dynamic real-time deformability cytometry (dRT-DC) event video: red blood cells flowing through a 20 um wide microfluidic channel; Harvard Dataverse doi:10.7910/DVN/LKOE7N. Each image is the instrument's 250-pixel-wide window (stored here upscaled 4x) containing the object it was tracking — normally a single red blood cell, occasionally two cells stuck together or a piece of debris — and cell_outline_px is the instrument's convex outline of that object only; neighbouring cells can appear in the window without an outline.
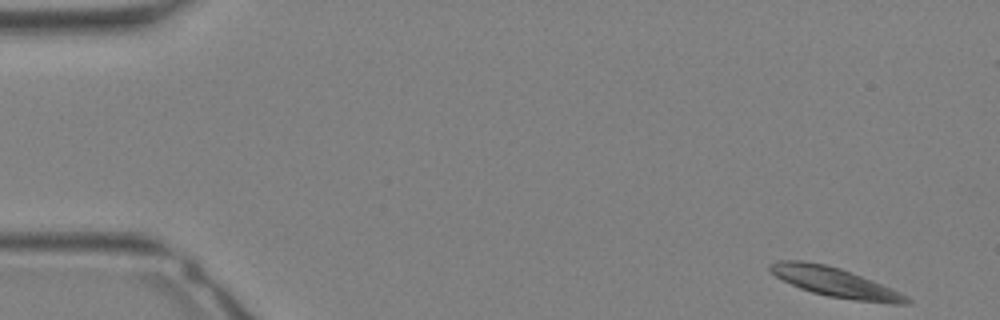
{"species": "Egyptian fruit bat (a non-hibernating species)", "species_latin": "Rousettus aegyptiacus", "temperature_condition": "warm", "stored_images_in_passage": 33, "camera_frame_rate_fps": 3000, "um_per_image_px": 0.085, "animal": {"sex": "female"}, "frame": {"image": 1, "passage_image": 1, "time_ms": 0.0, "image_size_px": [1000, 320], "cell_outline_px": [[912, 304], [888, 304], [856, 300], [828, 296], [812, 292], [800, 288], [776, 276], [768, 268], [768, 264], [776, 260], [804, 260], [824, 264], [840, 268], [872, 280], [900, 292], [908, 296], [912, 300]], "centroid_in_image_um": [71.0, 23.99], "position_along_channel_um": 14.0, "area_um2": 23.41}}
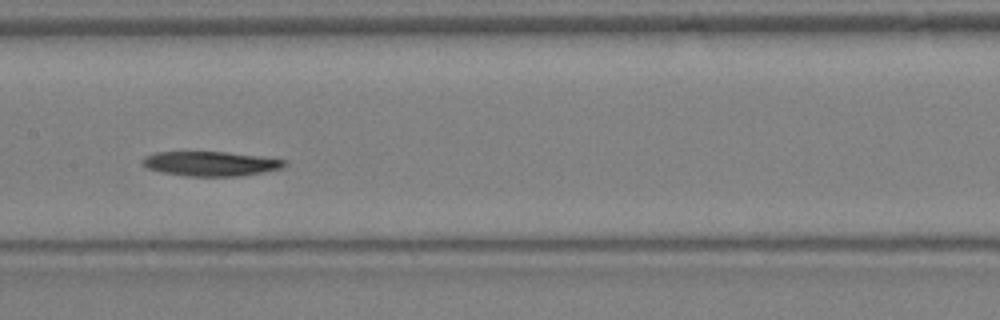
{"frame": {"image": 2, "passage_image": 16, "time_ms": 5.0, "image_size_px": [1000, 320], "cell_outline_px": [[288, 164], [284, 168], [264, 172], [240, 176], [188, 176], [160, 172], [148, 168], [140, 160], [144, 156], [156, 152], [228, 152], [264, 156], [288, 160]], "centroid_in_image_um": [17.98, 13.91], "position_along_channel_um": 189.4, "area_um2": 20.63}}
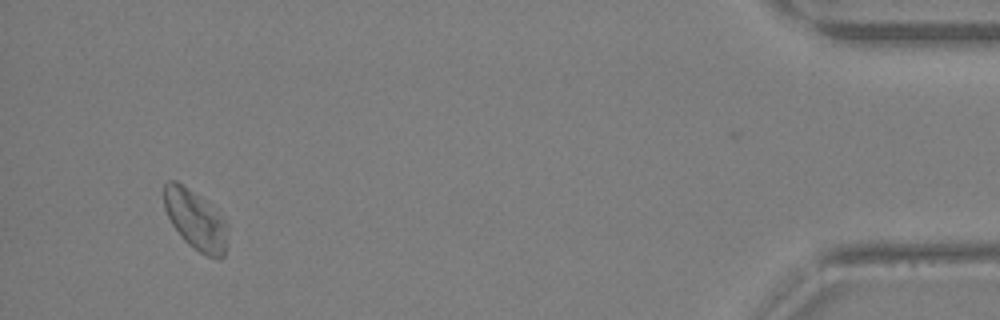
{"frame": {"image": 3, "passage_image": 31, "time_ms": 10.0, "image_size_px": [1000, 320], "cell_outline_px": [[228, 232], [224, 256], [220, 260], [208, 256], [200, 252], [188, 244], [184, 240], [172, 224], [164, 208], [164, 184], [168, 180], [176, 180], [188, 188], [216, 208], [228, 220]], "centroid_in_image_um": [16.66, 18.69], "position_along_channel_um": 418.5, "area_um2": 22.43}}